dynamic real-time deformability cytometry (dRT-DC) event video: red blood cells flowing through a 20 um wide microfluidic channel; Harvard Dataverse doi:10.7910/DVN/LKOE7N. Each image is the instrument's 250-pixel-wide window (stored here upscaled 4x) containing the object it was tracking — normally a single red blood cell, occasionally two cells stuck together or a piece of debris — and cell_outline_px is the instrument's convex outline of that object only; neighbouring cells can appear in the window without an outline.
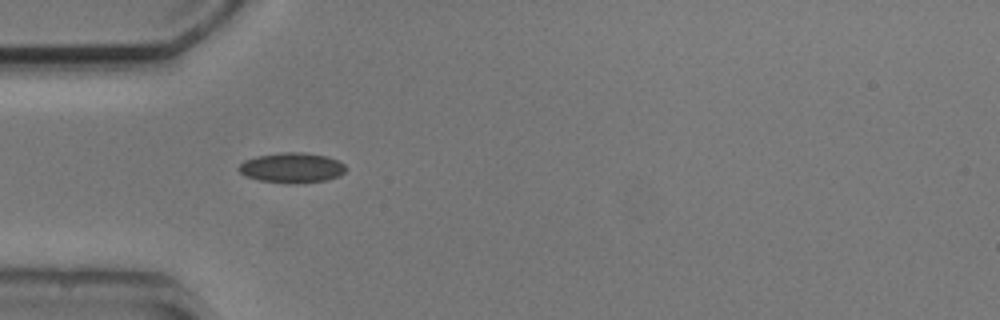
{"species": "common noctule bat (a hibernating species)", "species_latin": "Nyctalus noctula", "temperature_condition": "cold", "stored_images_in_passage": 5, "camera_frame_rate_fps": 3000, "um_per_image_px": 0.085, "animal": {"sex": "male", "body_mass_g": 20.5, "forearm_length_mm": 52.5}, "frame": {"image": 1, "passage_image": 1, "time_ms": 0.0, "image_size_px": [1000, 320], "cell_outline_px": [[348, 168], [340, 176], [324, 180], [292, 184], [260, 180], [244, 176], [236, 168], [244, 160], [256, 156], [280, 152], [304, 152], [328, 156], [344, 164]], "centroid_in_image_um": [24.8, 14.25], "position_along_channel_um": 60.2, "area_um2": 18.96}}
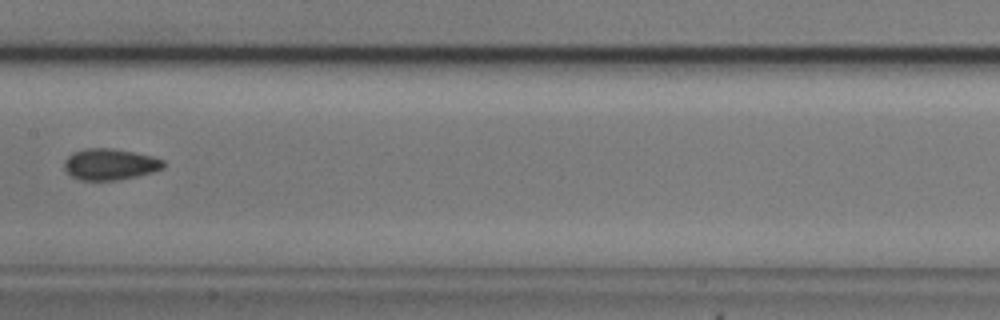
{"frame": {"image": 2, "passage_image": 4, "time_ms": 3.667, "image_size_px": [1000, 320], "cell_outline_px": [[164, 168], [152, 172], [120, 180], [80, 180], [72, 176], [64, 168], [64, 160], [72, 152], [84, 148], [112, 148], [152, 156], [164, 160]], "centroid_in_image_um": [9.33, 13.96], "position_along_channel_um": 198.1, "area_um2": 18.09}}